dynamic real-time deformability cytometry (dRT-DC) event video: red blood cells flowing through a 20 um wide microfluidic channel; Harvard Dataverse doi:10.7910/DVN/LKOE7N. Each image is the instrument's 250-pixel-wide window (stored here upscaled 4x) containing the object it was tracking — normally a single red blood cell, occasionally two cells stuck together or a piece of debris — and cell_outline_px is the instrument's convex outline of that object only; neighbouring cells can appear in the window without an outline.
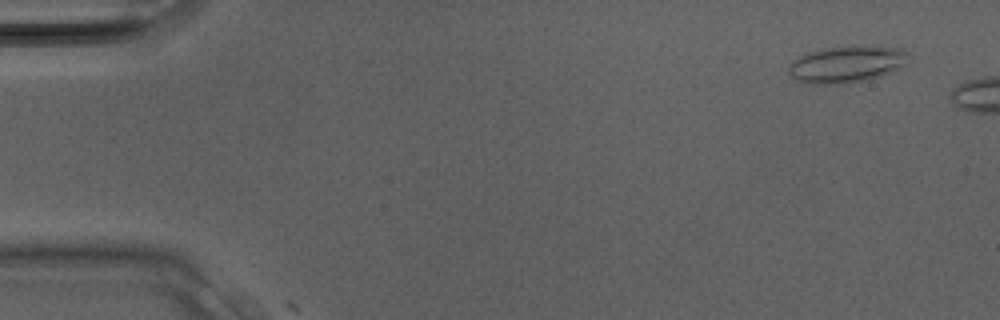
{"species": "Egyptian fruit bat (a non-hibernating species)", "species_latin": "Rousettus aegyptiacus", "temperature_condition": "room temperature", "stored_images_in_passage": 3, "camera_frame_rate_fps": 3000, "um_per_image_px": 0.085, "animal": {"sex": "male"}, "frame": {"image": 1, "passage_image": 2, "time_ms": 0.333, "image_size_px": [1000, 320], "cell_outline_px": [[904, 64], [900, 68], [880, 76], [848, 84], [804, 84], [788, 76], [788, 68], [792, 60], [808, 52], [828, 48], [896, 48], [904, 52]], "centroid_in_image_um": [71.8, 5.53], "position_along_channel_um": 13.2, "area_um2": 24.74}}